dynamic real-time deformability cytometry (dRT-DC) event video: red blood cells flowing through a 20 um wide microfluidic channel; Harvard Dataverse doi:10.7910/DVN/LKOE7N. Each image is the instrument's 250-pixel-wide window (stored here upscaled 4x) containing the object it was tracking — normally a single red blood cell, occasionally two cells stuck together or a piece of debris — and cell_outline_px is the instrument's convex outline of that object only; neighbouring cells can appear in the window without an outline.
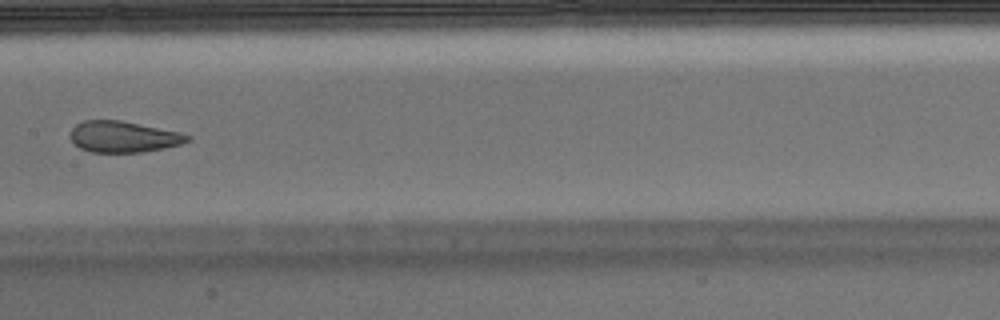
{"species": "Egyptian fruit bat (a non-hibernating species)", "species_latin": "Rousettus aegyptiacus", "temperature_condition": "warm", "stored_images_in_passage": 7, "camera_frame_rate_fps": 3000, "um_per_image_px": 0.085, "animal": {"sex": "male"}, "frame": {"image": 1, "passage_image": 7, "time_ms": 2.0, "image_size_px": [1000, 320], "cell_outline_px": [[192, 140], [180, 144], [164, 148], [140, 152], [92, 152], [80, 148], [72, 140], [72, 128], [76, 124], [84, 120], [120, 120], [180, 132], [192, 136]], "centroid_in_image_um": [10.53, 11.62], "position_along_channel_um": 196.9, "area_um2": 21.1}}